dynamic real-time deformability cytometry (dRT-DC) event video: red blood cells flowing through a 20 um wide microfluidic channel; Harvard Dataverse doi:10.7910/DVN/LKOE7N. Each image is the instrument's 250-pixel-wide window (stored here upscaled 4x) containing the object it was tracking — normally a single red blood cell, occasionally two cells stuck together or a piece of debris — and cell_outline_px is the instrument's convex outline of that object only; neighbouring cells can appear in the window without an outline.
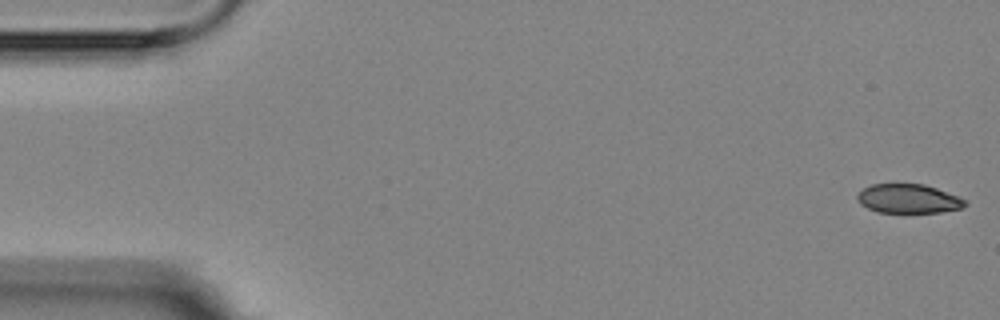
{"species": "Egyptian fruit bat (a non-hibernating species)", "species_latin": "Rousettus aegyptiacus", "temperature_condition": "room temperature", "stored_images_in_passage": 5, "camera_frame_rate_fps": 3000, "um_per_image_px": 0.085, "animal": {"sex": "female"}, "frame": {"image": 1, "passage_image": 1, "time_ms": 0.0, "image_size_px": [1000, 320], "cell_outline_px": [[968, 204], [964, 208], [940, 212], [876, 212], [860, 204], [856, 196], [864, 188], [872, 184], [924, 184], [936, 188], [956, 196], [964, 200]], "centroid_in_image_um": [77.21, 16.89], "position_along_channel_um": 7.8, "area_um2": 18.09}}
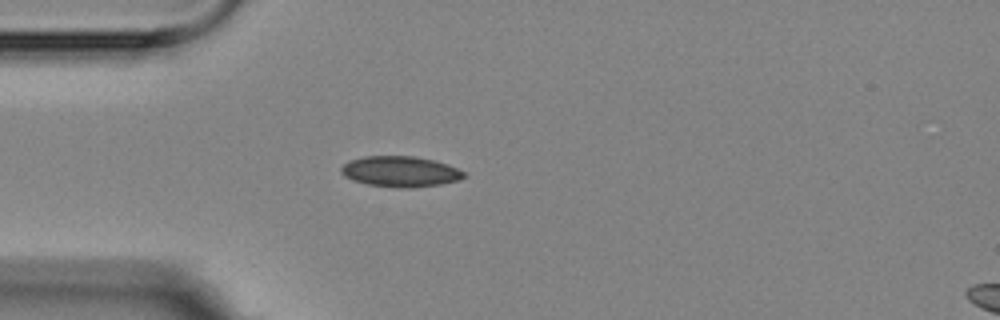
{"frame": {"image": 2, "passage_image": 5, "time_ms": 4.667, "image_size_px": [1000, 320], "cell_outline_px": [[468, 176], [460, 180], [440, 184], [412, 188], [400, 188], [368, 184], [352, 180], [344, 176], [340, 172], [340, 168], [344, 164], [352, 160], [364, 156], [416, 156], [448, 164], [464, 172]], "centroid_in_image_um": [34.04, 14.58], "position_along_channel_um": 51.0, "area_um2": 21.96}}